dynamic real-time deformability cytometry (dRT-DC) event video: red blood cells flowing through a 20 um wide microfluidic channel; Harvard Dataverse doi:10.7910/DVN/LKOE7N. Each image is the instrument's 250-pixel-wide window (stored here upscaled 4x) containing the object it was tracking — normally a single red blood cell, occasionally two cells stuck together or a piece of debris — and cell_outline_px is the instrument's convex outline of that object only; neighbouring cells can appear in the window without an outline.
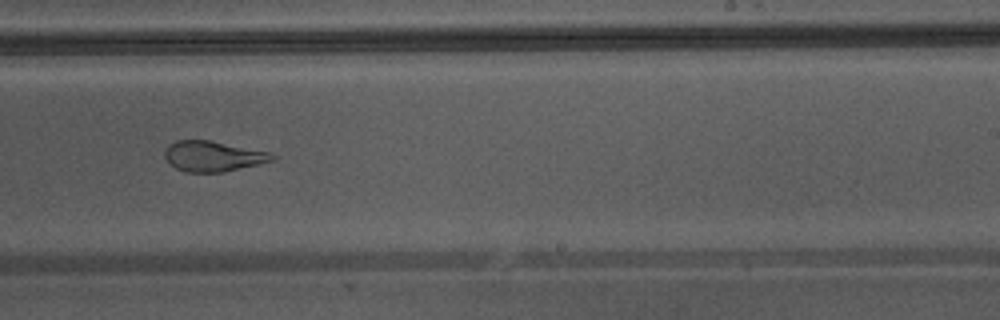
{"species": "Egyptian fruit bat (a non-hibernating species)", "species_latin": "Rousettus aegyptiacus", "temperature_condition": "warm", "stored_images_in_passage": 35, "camera_frame_rate_fps": 3000, "um_per_image_px": 0.085, "animal": {"sex": "male"}, "frame": {"image": 1, "passage_image": 20, "time_ms": 6.333, "image_size_px": [1000, 320], "cell_outline_px": [[276, 160], [260, 164], [224, 172], [184, 172], [168, 164], [164, 156], [164, 152], [168, 144], [176, 140], [208, 140], [268, 152], [276, 156]], "centroid_in_image_um": [18.07, 13.29], "position_along_channel_um": 270.9, "area_um2": 19.13}}